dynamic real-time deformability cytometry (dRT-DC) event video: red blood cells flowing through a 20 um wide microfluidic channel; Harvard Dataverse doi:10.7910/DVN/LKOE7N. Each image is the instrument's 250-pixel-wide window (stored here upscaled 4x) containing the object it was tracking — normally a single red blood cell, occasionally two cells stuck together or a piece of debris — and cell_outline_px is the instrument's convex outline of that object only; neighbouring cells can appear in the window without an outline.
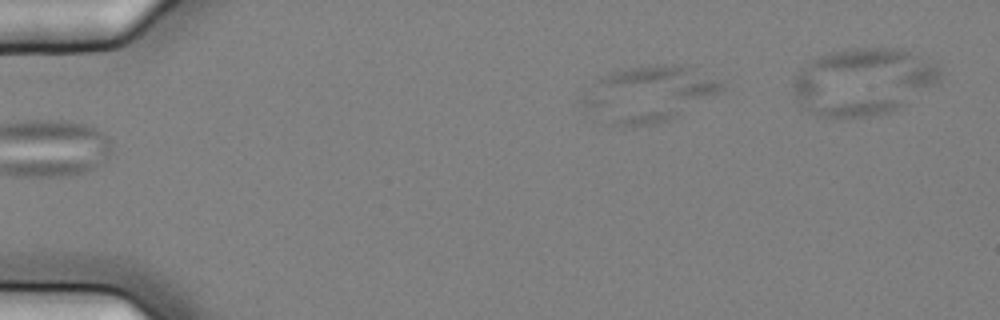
{"species": "common noctule bat (a hibernating species)", "species_latin": "Nyctalus noctula", "temperature_condition": "cold", "stored_images_in_passage": 4, "camera_frame_rate_fps": 3000, "um_per_image_px": 0.085, "animal": {"sex": "female", "body_mass_g": 25.1}, "frame": {"image": 1, "passage_image": 1, "time_ms": 0.0, "image_size_px": [1000, 320], "cell_outline_px": [[724, 88], [672, 116], [656, 124], [604, 124], [580, 100], [596, 80], [612, 72], [628, 68], [656, 64], [684, 64], [696, 68], [720, 80], [724, 84]], "centroid_in_image_um": [55.12, 7.93], "position_along_channel_um": 29.9, "area_um2": 43.7}}